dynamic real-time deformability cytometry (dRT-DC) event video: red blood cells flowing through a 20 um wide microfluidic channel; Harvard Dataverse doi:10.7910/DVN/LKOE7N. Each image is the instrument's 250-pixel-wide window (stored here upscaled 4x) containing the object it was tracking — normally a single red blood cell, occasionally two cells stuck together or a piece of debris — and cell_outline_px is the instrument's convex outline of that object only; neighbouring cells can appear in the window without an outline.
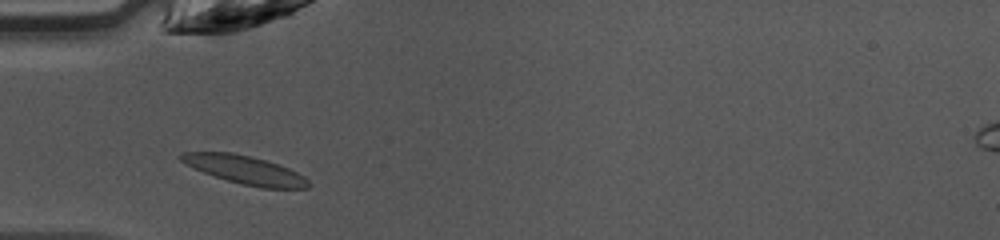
{"species": "common noctule bat (a hibernating species)", "species_latin": "Nyctalus noctula", "temperature_condition": "warm", "stored_images_in_passage": 34, "camera_frame_rate_fps": 3000, "um_per_image_px": 0.085, "animal": {"sex": "female", "body_mass_g": 10.0, "forearm_length_mm": 53.1}, "frame": {"image": 1, "passage_image": 2, "time_ms": 0.333, "image_size_px": [1000, 240], "cell_outline_px": [[312, 184], [308, 188], [260, 188], [240, 184], [204, 172], [180, 160], [180, 156], [184, 152], [232, 152], [252, 156], [288, 168], [304, 176]], "centroid_in_image_um": [20.88, 14.45], "position_along_channel_um": 64.1, "area_um2": 20.69}}
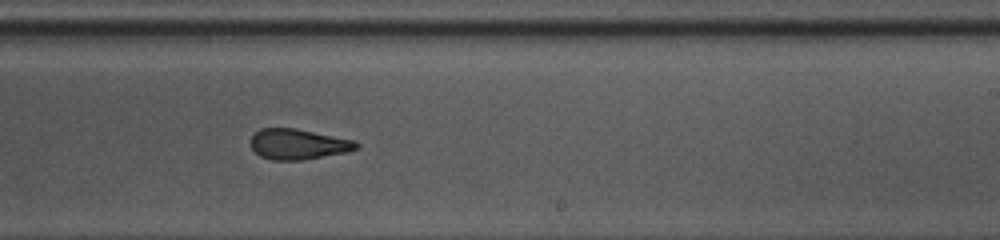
{"frame": {"image": 2, "passage_image": 16, "time_ms": 5.0, "image_size_px": [1000, 240], "cell_outline_px": [[360, 148], [344, 152], [300, 160], [272, 160], [260, 156], [248, 144], [252, 136], [260, 128], [296, 128], [356, 140], [360, 144]], "centroid_in_image_um": [25.34, 12.24], "position_along_channel_um": 263.7, "area_um2": 18.84}}
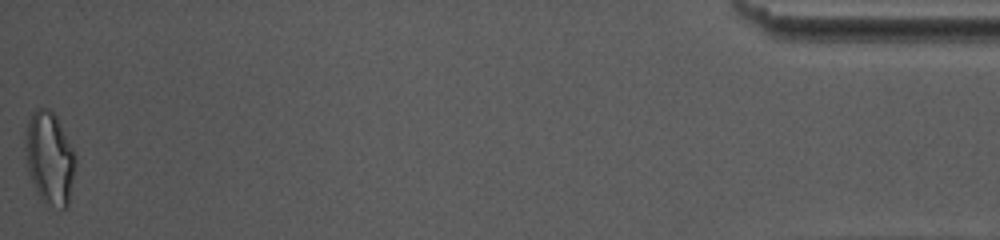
{"frame": {"image": 3, "passage_image": 34, "time_ms": 11.0, "image_size_px": [1000, 240], "cell_outline_px": [[76, 168], [68, 208], [60, 208], [44, 204], [36, 192], [28, 172], [24, 148], [24, 136], [28, 120], [32, 112], [36, 108], [48, 108], [56, 116], [76, 156]], "centroid_in_image_um": [4.2, 13.47], "position_along_channel_um": 431.0, "area_um2": 27.57}, "authors_computed_cell_mechanics": {"area_um2": 19.9988, "velocity_mm_per_s": 4.2845, "shape_relaxation_time_tau1_ms": 9.0558, "shape_relaxation_time_tau2_ms": 1.7664, "deformation_change_tau1": 0.223, "deformation_change_tau2": 0.1002}}